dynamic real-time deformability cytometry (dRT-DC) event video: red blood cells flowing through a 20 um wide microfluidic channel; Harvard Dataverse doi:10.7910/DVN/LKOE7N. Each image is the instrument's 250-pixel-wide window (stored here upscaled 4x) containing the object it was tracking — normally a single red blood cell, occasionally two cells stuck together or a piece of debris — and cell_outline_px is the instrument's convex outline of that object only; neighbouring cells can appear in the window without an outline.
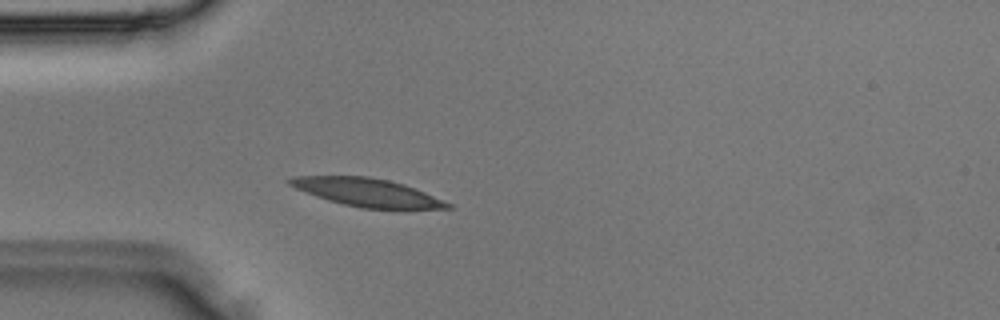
{"species": "Egyptian fruit bat (a non-hibernating species)", "species_latin": "Rousettus aegyptiacus", "temperature_condition": "room temperature", "stored_images_in_passage": 3, "camera_frame_rate_fps": 3000, "um_per_image_px": 0.085, "animal": {"sex": "male"}, "frame": {"image": 1, "passage_image": 3, "time_ms": 0.667, "image_size_px": [1000, 320], "cell_outline_px": [[452, 208], [360, 208], [328, 200], [316, 196], [296, 188], [288, 184], [284, 180], [292, 176], [368, 176], [388, 180], [404, 184], [424, 192], [452, 204]], "centroid_in_image_um": [31.14, 16.33], "position_along_channel_um": 53.9, "area_um2": 25.43}}